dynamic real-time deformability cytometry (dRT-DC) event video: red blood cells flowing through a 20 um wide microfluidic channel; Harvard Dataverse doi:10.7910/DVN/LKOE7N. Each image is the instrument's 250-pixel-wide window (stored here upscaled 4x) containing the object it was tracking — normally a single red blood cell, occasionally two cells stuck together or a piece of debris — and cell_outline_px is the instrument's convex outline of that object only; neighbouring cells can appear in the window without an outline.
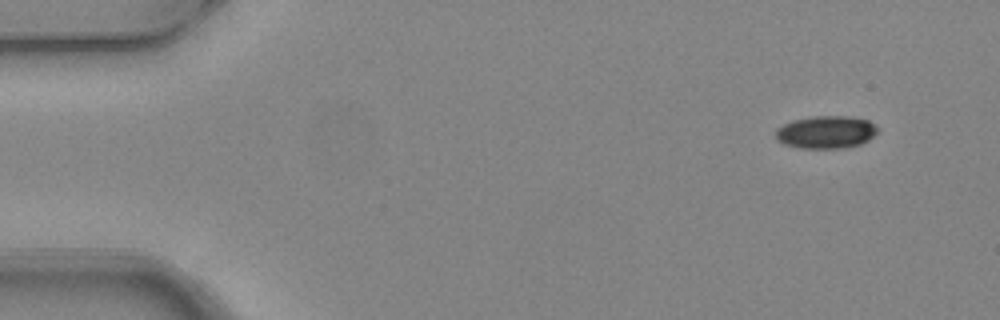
{"species": "common noctule bat (a hibernating species)", "species_latin": "Nyctalus noctula", "temperature_condition": "warm", "stored_images_in_passage": 4, "camera_frame_rate_fps": 3000, "um_per_image_px": 0.085, "animal": {"sex": "female", "body_mass_g": 24.6, "forearm_length_mm": 56.2}, "frame": {"image": 1, "passage_image": 1, "time_ms": 0.0, "image_size_px": [1000, 320], "cell_outline_px": [[876, 132], [868, 140], [860, 144], [844, 148], [800, 148], [784, 144], [776, 140], [776, 128], [792, 120], [816, 116], [848, 116], [868, 120], [876, 128]], "centroid_in_image_um": [70.16, 11.23], "position_along_channel_um": 14.8, "area_um2": 19.25}}
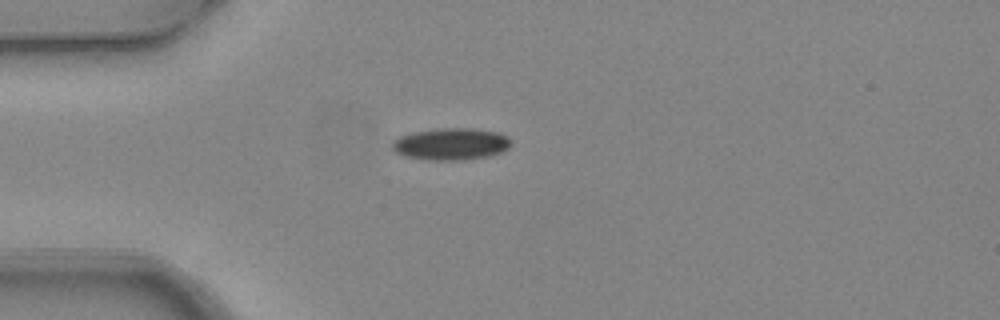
{"frame": {"image": 2, "passage_image": 4, "time_ms": 1.0, "image_size_px": [1000, 320], "cell_outline_px": [[508, 148], [500, 152], [488, 156], [464, 160], [428, 160], [404, 156], [396, 152], [392, 148], [392, 140], [400, 136], [412, 132], [436, 128], [472, 128], [500, 132], [508, 136]], "centroid_in_image_um": [38.29, 12.23], "position_along_channel_um": 46.7, "area_um2": 22.2}}